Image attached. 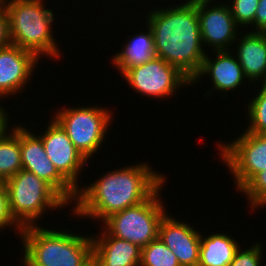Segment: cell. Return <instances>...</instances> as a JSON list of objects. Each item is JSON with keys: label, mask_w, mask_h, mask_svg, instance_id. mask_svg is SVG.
Masks as SVG:
<instances>
[{"label": "cell", "mask_w": 266, "mask_h": 266, "mask_svg": "<svg viewBox=\"0 0 266 266\" xmlns=\"http://www.w3.org/2000/svg\"><path fill=\"white\" fill-rule=\"evenodd\" d=\"M197 10L202 45L206 52L230 51L241 28L236 24L228 3H221L219 0H197Z\"/></svg>", "instance_id": "30bf717a"}, {"label": "cell", "mask_w": 266, "mask_h": 266, "mask_svg": "<svg viewBox=\"0 0 266 266\" xmlns=\"http://www.w3.org/2000/svg\"><path fill=\"white\" fill-rule=\"evenodd\" d=\"M255 90L251 99L246 103V111L248 118L247 132L266 135V83L260 86V89ZM250 123V124H249Z\"/></svg>", "instance_id": "44dd1931"}, {"label": "cell", "mask_w": 266, "mask_h": 266, "mask_svg": "<svg viewBox=\"0 0 266 266\" xmlns=\"http://www.w3.org/2000/svg\"><path fill=\"white\" fill-rule=\"evenodd\" d=\"M37 132L20 124V152L22 169L32 172L49 183L69 204L77 198V190L58 172L46 155Z\"/></svg>", "instance_id": "8fae6325"}, {"label": "cell", "mask_w": 266, "mask_h": 266, "mask_svg": "<svg viewBox=\"0 0 266 266\" xmlns=\"http://www.w3.org/2000/svg\"><path fill=\"white\" fill-rule=\"evenodd\" d=\"M195 229L168 212L160 221L158 237L176 255L181 266H198L201 232Z\"/></svg>", "instance_id": "9a60e30c"}, {"label": "cell", "mask_w": 266, "mask_h": 266, "mask_svg": "<svg viewBox=\"0 0 266 266\" xmlns=\"http://www.w3.org/2000/svg\"><path fill=\"white\" fill-rule=\"evenodd\" d=\"M121 78L141 97L159 98L160 101L168 100L181 88L191 86V80L186 75L159 57L129 68Z\"/></svg>", "instance_id": "9c48e42d"}, {"label": "cell", "mask_w": 266, "mask_h": 266, "mask_svg": "<svg viewBox=\"0 0 266 266\" xmlns=\"http://www.w3.org/2000/svg\"><path fill=\"white\" fill-rule=\"evenodd\" d=\"M92 234V259L98 266H140L141 248L110 236L103 228Z\"/></svg>", "instance_id": "e0dca14e"}, {"label": "cell", "mask_w": 266, "mask_h": 266, "mask_svg": "<svg viewBox=\"0 0 266 266\" xmlns=\"http://www.w3.org/2000/svg\"><path fill=\"white\" fill-rule=\"evenodd\" d=\"M233 140H217L216 146L239 192L257 173L266 171V135L244 131Z\"/></svg>", "instance_id": "ba28073f"}, {"label": "cell", "mask_w": 266, "mask_h": 266, "mask_svg": "<svg viewBox=\"0 0 266 266\" xmlns=\"http://www.w3.org/2000/svg\"><path fill=\"white\" fill-rule=\"evenodd\" d=\"M145 24V31H137L129 37L130 40L125 39L120 51H116L109 59L112 67L114 66L121 75L129 68L140 66L156 57L152 30L147 23Z\"/></svg>", "instance_id": "ac0fdd59"}, {"label": "cell", "mask_w": 266, "mask_h": 266, "mask_svg": "<svg viewBox=\"0 0 266 266\" xmlns=\"http://www.w3.org/2000/svg\"><path fill=\"white\" fill-rule=\"evenodd\" d=\"M6 4V0H0V8L4 7Z\"/></svg>", "instance_id": "4dcf8cb0"}, {"label": "cell", "mask_w": 266, "mask_h": 266, "mask_svg": "<svg viewBox=\"0 0 266 266\" xmlns=\"http://www.w3.org/2000/svg\"><path fill=\"white\" fill-rule=\"evenodd\" d=\"M47 5L44 0H6L11 44L33 53L39 60L45 55L60 60L63 53L52 27L56 14Z\"/></svg>", "instance_id": "277c9868"}, {"label": "cell", "mask_w": 266, "mask_h": 266, "mask_svg": "<svg viewBox=\"0 0 266 266\" xmlns=\"http://www.w3.org/2000/svg\"><path fill=\"white\" fill-rule=\"evenodd\" d=\"M38 62L41 61L33 53L16 45L0 48V98L24 93Z\"/></svg>", "instance_id": "4fadbf2b"}, {"label": "cell", "mask_w": 266, "mask_h": 266, "mask_svg": "<svg viewBox=\"0 0 266 266\" xmlns=\"http://www.w3.org/2000/svg\"><path fill=\"white\" fill-rule=\"evenodd\" d=\"M4 184L10 214L21 228L38 225L48 210L53 213L71 205L49 183L24 169Z\"/></svg>", "instance_id": "5b68a950"}, {"label": "cell", "mask_w": 266, "mask_h": 266, "mask_svg": "<svg viewBox=\"0 0 266 266\" xmlns=\"http://www.w3.org/2000/svg\"><path fill=\"white\" fill-rule=\"evenodd\" d=\"M0 100H2V98H0ZM2 102V101H0ZM0 103V137L5 135L8 130H10L12 127V125L14 124H10L11 121H9L11 118L10 113H8V109H5V106L3 107V105ZM11 125V126H10Z\"/></svg>", "instance_id": "f1b7e54d"}, {"label": "cell", "mask_w": 266, "mask_h": 266, "mask_svg": "<svg viewBox=\"0 0 266 266\" xmlns=\"http://www.w3.org/2000/svg\"><path fill=\"white\" fill-rule=\"evenodd\" d=\"M44 132L37 134L43 142L46 155L58 172L76 189L80 188L82 170L89 163L76 149L61 125L51 116ZM86 165V166H85ZM80 174V175H79ZM79 179V180H78Z\"/></svg>", "instance_id": "7c38bea8"}, {"label": "cell", "mask_w": 266, "mask_h": 266, "mask_svg": "<svg viewBox=\"0 0 266 266\" xmlns=\"http://www.w3.org/2000/svg\"><path fill=\"white\" fill-rule=\"evenodd\" d=\"M11 44L9 35V20L6 12V7L0 8V48Z\"/></svg>", "instance_id": "4316f807"}, {"label": "cell", "mask_w": 266, "mask_h": 266, "mask_svg": "<svg viewBox=\"0 0 266 266\" xmlns=\"http://www.w3.org/2000/svg\"><path fill=\"white\" fill-rule=\"evenodd\" d=\"M211 53H213V56L206 53L202 67L191 81V85L194 84L193 87L195 85L198 87L202 79H205L204 77H209L212 81V89L210 88L203 94V96L208 95L209 97L213 95V92L216 93L218 91L221 93V96L223 94L227 96L229 91H238L239 86L242 88L247 79L238 59L232 51H212Z\"/></svg>", "instance_id": "5bb4252c"}, {"label": "cell", "mask_w": 266, "mask_h": 266, "mask_svg": "<svg viewBox=\"0 0 266 266\" xmlns=\"http://www.w3.org/2000/svg\"><path fill=\"white\" fill-rule=\"evenodd\" d=\"M173 6H153L143 23L152 30L156 57L177 67L191 81L199 73L206 51L202 45L197 0ZM175 5V6H174Z\"/></svg>", "instance_id": "7a4b0ae2"}, {"label": "cell", "mask_w": 266, "mask_h": 266, "mask_svg": "<svg viewBox=\"0 0 266 266\" xmlns=\"http://www.w3.org/2000/svg\"><path fill=\"white\" fill-rule=\"evenodd\" d=\"M15 232H18V237L22 232V228L15 222L9 211L8 193L3 181H0V231L10 228ZM14 228V229H13Z\"/></svg>", "instance_id": "484cf974"}, {"label": "cell", "mask_w": 266, "mask_h": 266, "mask_svg": "<svg viewBox=\"0 0 266 266\" xmlns=\"http://www.w3.org/2000/svg\"><path fill=\"white\" fill-rule=\"evenodd\" d=\"M85 266H98L97 263L92 259L87 265Z\"/></svg>", "instance_id": "f546056e"}, {"label": "cell", "mask_w": 266, "mask_h": 266, "mask_svg": "<svg viewBox=\"0 0 266 266\" xmlns=\"http://www.w3.org/2000/svg\"><path fill=\"white\" fill-rule=\"evenodd\" d=\"M239 192L246 196L251 212L266 207V171L257 173Z\"/></svg>", "instance_id": "603a6c76"}, {"label": "cell", "mask_w": 266, "mask_h": 266, "mask_svg": "<svg viewBox=\"0 0 266 266\" xmlns=\"http://www.w3.org/2000/svg\"><path fill=\"white\" fill-rule=\"evenodd\" d=\"M236 24L242 29L254 32V19L259 0H225ZM230 3V4H229ZM251 28L250 30L248 27ZM251 26V27H250Z\"/></svg>", "instance_id": "cb8c5ba5"}, {"label": "cell", "mask_w": 266, "mask_h": 266, "mask_svg": "<svg viewBox=\"0 0 266 266\" xmlns=\"http://www.w3.org/2000/svg\"><path fill=\"white\" fill-rule=\"evenodd\" d=\"M51 228L41 224L22 228V266H85L92 260L91 235Z\"/></svg>", "instance_id": "3957f363"}, {"label": "cell", "mask_w": 266, "mask_h": 266, "mask_svg": "<svg viewBox=\"0 0 266 266\" xmlns=\"http://www.w3.org/2000/svg\"><path fill=\"white\" fill-rule=\"evenodd\" d=\"M148 162L131 164L105 172L89 185L77 190L71 213L76 218L102 223L114 213L150 198L164 183L165 174ZM150 165V166H149ZM81 217V218H80Z\"/></svg>", "instance_id": "6da1fadb"}, {"label": "cell", "mask_w": 266, "mask_h": 266, "mask_svg": "<svg viewBox=\"0 0 266 266\" xmlns=\"http://www.w3.org/2000/svg\"><path fill=\"white\" fill-rule=\"evenodd\" d=\"M22 170L20 123L0 137V181H6Z\"/></svg>", "instance_id": "ffe728a7"}, {"label": "cell", "mask_w": 266, "mask_h": 266, "mask_svg": "<svg viewBox=\"0 0 266 266\" xmlns=\"http://www.w3.org/2000/svg\"><path fill=\"white\" fill-rule=\"evenodd\" d=\"M65 109H56L52 117L61 125L66 131L70 140L76 149L86 158L88 162L94 158L95 154L100 152L107 138H105L113 124L112 108L96 106L91 104L89 106L66 107ZM106 139V140H105ZM99 151V152H98Z\"/></svg>", "instance_id": "8992f818"}, {"label": "cell", "mask_w": 266, "mask_h": 266, "mask_svg": "<svg viewBox=\"0 0 266 266\" xmlns=\"http://www.w3.org/2000/svg\"><path fill=\"white\" fill-rule=\"evenodd\" d=\"M165 186L164 183L145 201L112 214L99 224L100 228L110 236L127 240L140 248L147 246L158 238L160 221L168 211L160 193Z\"/></svg>", "instance_id": "52a82bcc"}, {"label": "cell", "mask_w": 266, "mask_h": 266, "mask_svg": "<svg viewBox=\"0 0 266 266\" xmlns=\"http://www.w3.org/2000/svg\"><path fill=\"white\" fill-rule=\"evenodd\" d=\"M246 31L239 33L233 44L236 48L231 50L235 49L232 53L242 67L246 82L261 85L266 83V33Z\"/></svg>", "instance_id": "2e32d148"}, {"label": "cell", "mask_w": 266, "mask_h": 266, "mask_svg": "<svg viewBox=\"0 0 266 266\" xmlns=\"http://www.w3.org/2000/svg\"><path fill=\"white\" fill-rule=\"evenodd\" d=\"M234 238L218 231L207 236L201 233L198 266H229L241 246Z\"/></svg>", "instance_id": "d6986e66"}, {"label": "cell", "mask_w": 266, "mask_h": 266, "mask_svg": "<svg viewBox=\"0 0 266 266\" xmlns=\"http://www.w3.org/2000/svg\"><path fill=\"white\" fill-rule=\"evenodd\" d=\"M140 266H181L176 255L158 237L141 248Z\"/></svg>", "instance_id": "7402d4cb"}, {"label": "cell", "mask_w": 266, "mask_h": 266, "mask_svg": "<svg viewBox=\"0 0 266 266\" xmlns=\"http://www.w3.org/2000/svg\"><path fill=\"white\" fill-rule=\"evenodd\" d=\"M251 246L248 248H244L240 246L238 249L233 261L229 264V266H263V261H265V249L261 242H255L254 244H250Z\"/></svg>", "instance_id": "d4e9b609"}, {"label": "cell", "mask_w": 266, "mask_h": 266, "mask_svg": "<svg viewBox=\"0 0 266 266\" xmlns=\"http://www.w3.org/2000/svg\"><path fill=\"white\" fill-rule=\"evenodd\" d=\"M254 32L266 33V0H259L254 19Z\"/></svg>", "instance_id": "83f0119b"}]
</instances>
